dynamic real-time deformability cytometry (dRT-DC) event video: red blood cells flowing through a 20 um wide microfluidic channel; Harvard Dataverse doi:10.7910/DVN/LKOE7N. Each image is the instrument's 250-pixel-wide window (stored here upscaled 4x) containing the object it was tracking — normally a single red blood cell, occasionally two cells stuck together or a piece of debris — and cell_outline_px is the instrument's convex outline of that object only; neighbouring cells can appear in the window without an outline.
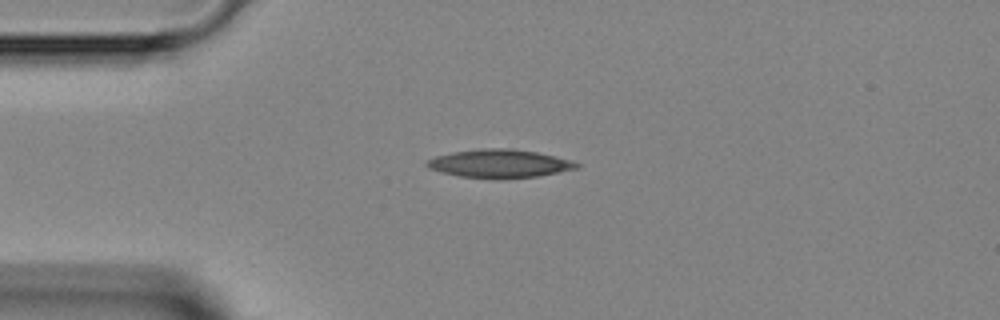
{"species": "Egyptian fruit bat (a non-hibernating species)", "species_latin": "Rousettus aegyptiacus", "temperature_condition": "room temperature", "stored_images_in_passage": 32, "camera_frame_rate_fps": 3000, "um_per_image_px": 0.085, "animal": {"sex": "female"}, "frame": {"image": 1, "passage_image": 1, "time_ms": 0.0, "image_size_px": [1000, 320], "cell_outline_px": [[580, 164], [576, 168], [540, 176], [460, 176], [428, 168], [424, 164], [424, 160], [436, 156], [452, 152], [480, 148], [512, 148], [536, 152], [568, 160]], "centroid_in_image_um": [42.38, 13.86], "position_along_channel_um": 42.6, "area_um2": 23.64}}
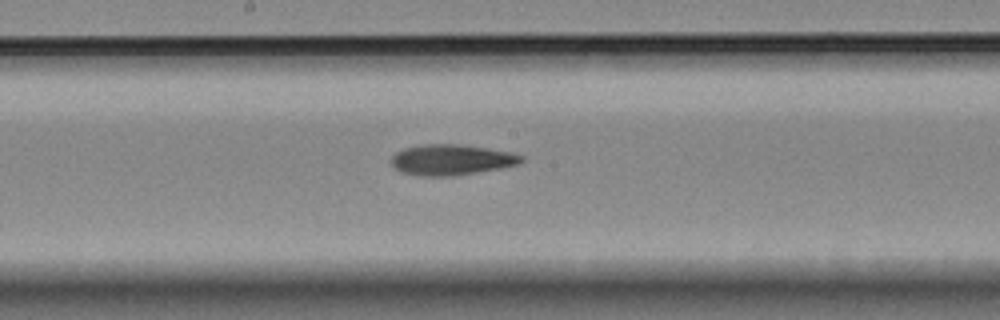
{"frame": {"image": 2, "passage_image": 14, "time_ms": 4.333, "image_size_px": [1000, 320], "cell_outline_px": [[524, 160], [520, 164], [504, 168], [448, 176], [424, 176], [400, 172], [392, 164], [392, 156], [396, 152], [404, 148], [424, 144], [456, 144], [512, 152], [524, 156]], "centroid_in_image_um": [38.4, 13.58], "position_along_channel_um": 209.8, "area_um2": 23.12}}
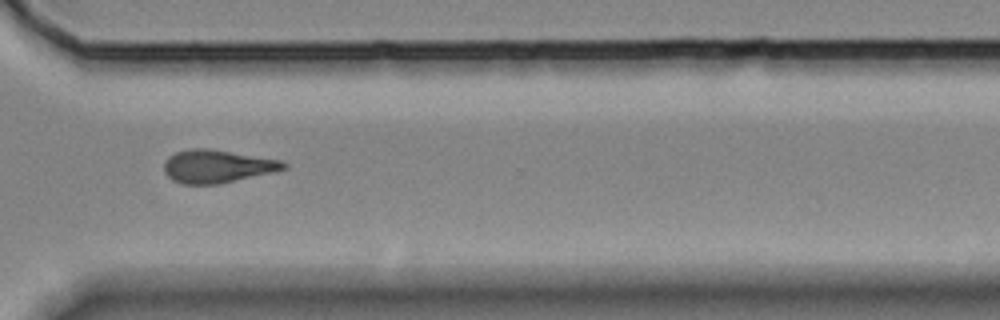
{"frame": {"image": 3, "passage_image": 24, "time_ms": 7.667, "image_size_px": [1000, 320], "cell_outline_px": [[288, 168], [276, 172], [220, 184], [180, 184], [172, 180], [164, 172], [164, 164], [168, 156], [176, 152], [188, 148], [208, 148], [280, 160], [288, 164]], "centroid_in_image_um": [18.46, 14.14], "position_along_channel_um": 352.1, "area_um2": 23.24}}